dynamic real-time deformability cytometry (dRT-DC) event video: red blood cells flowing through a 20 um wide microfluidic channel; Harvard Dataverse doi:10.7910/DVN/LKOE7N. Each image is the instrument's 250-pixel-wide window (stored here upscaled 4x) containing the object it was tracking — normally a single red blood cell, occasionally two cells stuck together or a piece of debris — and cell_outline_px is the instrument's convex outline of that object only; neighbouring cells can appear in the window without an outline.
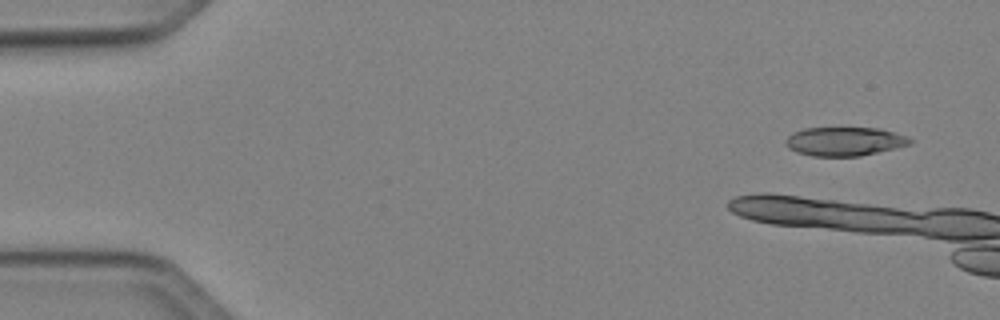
{"species": "Egyptian fruit bat (a non-hibernating species)", "species_latin": "Rousettus aegyptiacus", "temperature_condition": "cold", "stored_images_in_passage": 5, "camera_frame_rate_fps": 3000, "um_per_image_px": 0.085, "animal": {"sex": "female"}, "frame": {"image": 1, "passage_image": 1, "time_ms": 0.0, "image_size_px": [1000, 320], "cell_outline_px": [[912, 144], [896, 148], [860, 156], [812, 156], [796, 152], [788, 148], [784, 144], [784, 140], [792, 132], [804, 128], [880, 128], [908, 136], [912, 140]], "centroid_in_image_um": [71.77, 12.02], "position_along_channel_um": 13.2, "area_um2": 21.1}}